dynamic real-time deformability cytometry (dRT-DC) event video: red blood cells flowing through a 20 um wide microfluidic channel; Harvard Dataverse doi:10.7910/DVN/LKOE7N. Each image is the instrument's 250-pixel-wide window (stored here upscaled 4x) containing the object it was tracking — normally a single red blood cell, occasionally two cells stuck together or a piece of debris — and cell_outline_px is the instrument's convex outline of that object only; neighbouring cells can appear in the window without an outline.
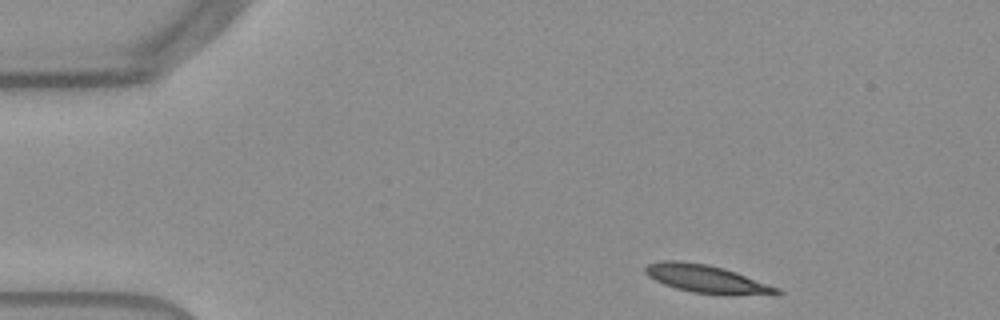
{"species": "Egyptian fruit bat (a non-hibernating species)", "species_latin": "Rousettus aegyptiacus", "temperature_condition": "warm", "stored_images_in_passage": 46, "camera_frame_rate_fps": 3000, "um_per_image_px": 0.085, "frame": {"image": 1, "passage_image": 1, "time_ms": 0.0, "image_size_px": [1000, 320], "cell_outline_px": [[784, 292], [780, 296], [724, 296], [692, 292], [676, 288], [664, 284], [648, 276], [644, 272], [644, 268], [648, 264], [664, 260], [680, 260], [708, 264], [724, 268], [736, 272], [780, 288]], "centroid_in_image_um": [60.2, 23.75], "position_along_channel_um": 24.8, "area_um2": 22.25}}
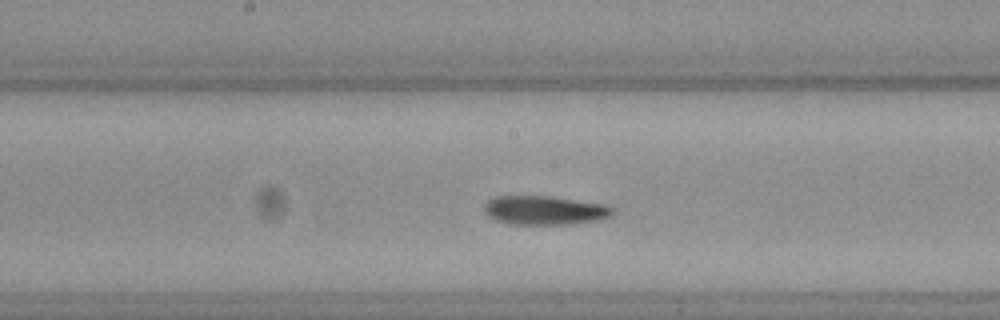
{"frame": {"image": 2, "passage_image": 21, "time_ms": 6.667, "image_size_px": [1000, 320], "cell_outline_px": [[612, 216], [604, 220], [572, 224], [512, 224], [496, 220], [488, 216], [484, 212], [484, 204], [488, 200], [496, 196], [548, 196], [604, 204], [612, 208]], "centroid_in_image_um": [46.3, 17.88], "position_along_channel_um": 201.9, "area_um2": 21.73}}
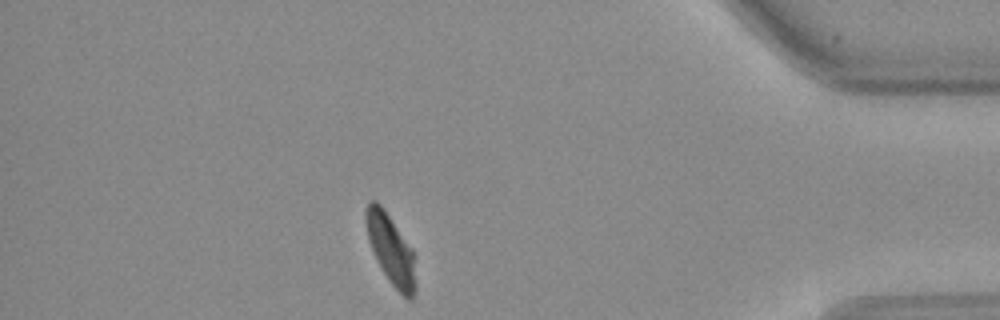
{"frame": {"image": 3, "passage_image": 40, "time_ms": 13.0, "image_size_px": [1000, 320], "cell_outline_px": [[416, 288], [412, 300], [408, 300], [392, 284], [376, 260], [368, 240], [364, 220], [364, 212], [368, 200], [376, 200], [384, 208], [412, 248], [416, 284]], "centroid_in_image_um": [33.19, 21.15], "position_along_channel_um": 402.0, "area_um2": 20.35}, "authors_computed_cell_mechanics": {"area_um2": 21.2704, "velocity_mm_per_s": 3.8003, "shape_relaxation_time_tau1_ms": 6.8409, "shape_relaxation_time_tau2_ms": 5.9829, "deformation_change_tau1": 0.2116, "deformation_change_tau2": 0.0617}}